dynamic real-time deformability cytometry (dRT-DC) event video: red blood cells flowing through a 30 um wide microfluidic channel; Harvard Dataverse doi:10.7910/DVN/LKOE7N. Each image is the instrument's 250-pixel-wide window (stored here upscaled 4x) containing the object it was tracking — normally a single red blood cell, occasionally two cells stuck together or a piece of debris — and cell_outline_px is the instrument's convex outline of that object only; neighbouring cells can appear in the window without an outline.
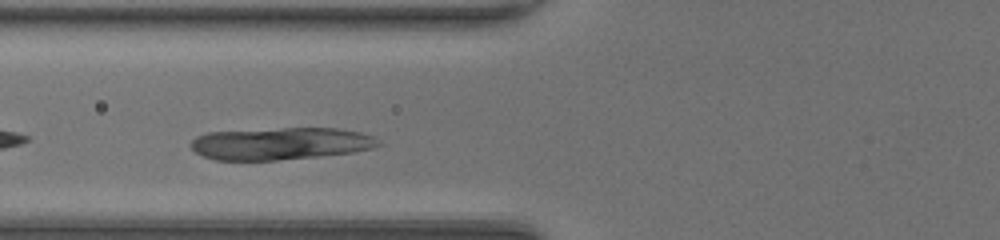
{"species": "common noctule bat (a hibernating species)", "species_latin": "Nyctalus noctula", "temperature_condition": "room temperature", "stored_images_in_passage": 31, "camera_frame_rate_fps": 3000, "um_per_image_px": 0.085, "animal": {"sex": "female", "body_mass_g": 20.0, "forearm_length_mm": 54.0}, "frame": {"image": 1, "passage_image": 10, "time_ms": 3.0, "image_size_px": [1000, 240], "cell_outline_px": [[384, 144], [372, 148], [352, 152], [320, 156], [276, 160], [216, 160], [204, 156], [196, 152], [188, 144], [196, 136], [208, 132], [284, 128], [336, 128], [360, 132], [372, 136]], "centroid_in_image_um": [23.85, 12.2], "position_along_channel_um": 102.0, "area_um2": 35.2}}
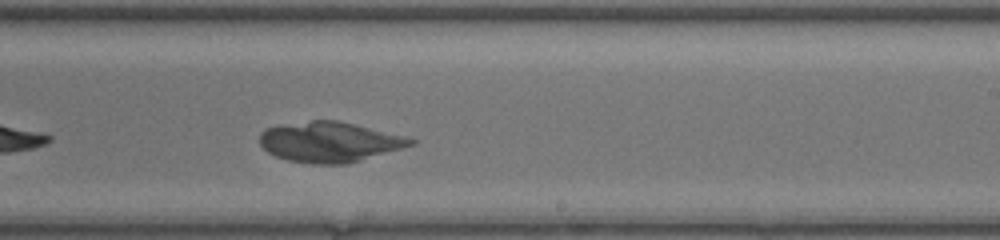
{"frame": {"image": 2, "passage_image": 21, "time_ms": 6.667, "image_size_px": [1000, 240], "cell_outline_px": [[416, 144], [348, 164], [312, 164], [288, 160], [276, 156], [268, 152], [260, 144], [260, 132], [264, 128], [280, 124], [312, 120], [336, 120], [408, 136], [416, 140]], "centroid_in_image_um": [28.02, 12.06], "position_along_channel_um": 261.0, "area_um2": 35.66}}
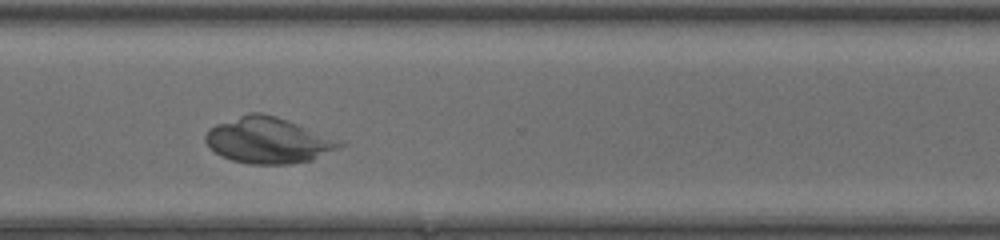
{"frame": {"image": 3, "passage_image": 27, "time_ms": 8.667, "image_size_px": [1000, 240], "cell_outline_px": [[348, 144], [340, 148], [312, 160], [288, 164], [248, 164], [232, 160], [220, 156], [204, 140], [204, 136], [208, 128], [216, 124], [248, 112], [260, 112], [276, 116], [288, 120]], "centroid_in_image_um": [22.78, 11.93], "position_along_channel_um": 347.8, "area_um2": 35.89}}